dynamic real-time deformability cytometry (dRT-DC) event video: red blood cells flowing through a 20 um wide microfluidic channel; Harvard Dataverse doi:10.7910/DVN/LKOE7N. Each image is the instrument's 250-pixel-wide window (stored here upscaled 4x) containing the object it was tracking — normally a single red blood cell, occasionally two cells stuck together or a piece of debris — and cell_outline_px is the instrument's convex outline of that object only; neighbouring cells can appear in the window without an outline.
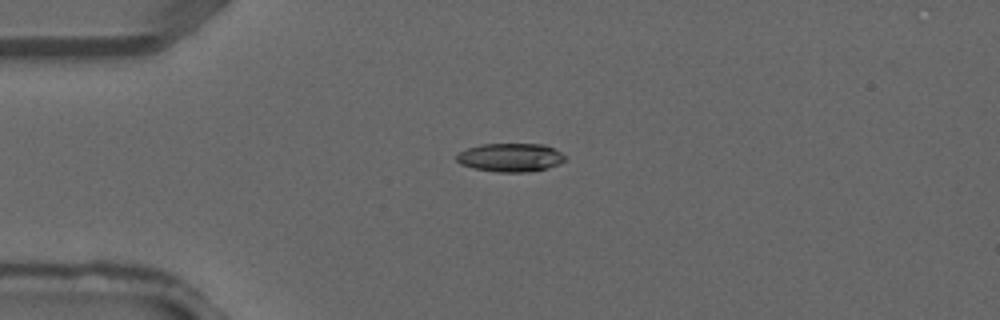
{"species": "common noctule bat (a hibernating species)", "species_latin": "Nyctalus noctula", "temperature_condition": "warm", "stored_images_in_passage": 1, "camera_frame_rate_fps": 3000, "um_per_image_px": 0.085, "animal": {"sex": "male", "forearm_length_mm": 52.5}, "frame": {"image": 1, "passage_image": 1, "time_ms": 0.0, "image_size_px": [1000, 320], "cell_outline_px": [[568, 156], [560, 164], [548, 168], [528, 172], [496, 172], [472, 168], [460, 164], [456, 160], [456, 156], [460, 152], [468, 148], [480, 144], [544, 144]], "centroid_in_image_um": [43.4, 13.39], "position_along_channel_um": 41.6, "area_um2": 18.15}}